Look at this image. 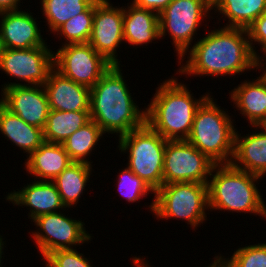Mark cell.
Wrapping results in <instances>:
<instances>
[{"mask_svg": "<svg viewBox=\"0 0 266 267\" xmlns=\"http://www.w3.org/2000/svg\"><path fill=\"white\" fill-rule=\"evenodd\" d=\"M0 17V34L4 48L22 50L47 44L42 38L39 23L30 11H4L0 12Z\"/></svg>", "mask_w": 266, "mask_h": 267, "instance_id": "9a60e30c", "label": "cell"}, {"mask_svg": "<svg viewBox=\"0 0 266 267\" xmlns=\"http://www.w3.org/2000/svg\"><path fill=\"white\" fill-rule=\"evenodd\" d=\"M228 259L234 267H266V243L239 247Z\"/></svg>", "mask_w": 266, "mask_h": 267, "instance_id": "f546056e", "label": "cell"}, {"mask_svg": "<svg viewBox=\"0 0 266 267\" xmlns=\"http://www.w3.org/2000/svg\"><path fill=\"white\" fill-rule=\"evenodd\" d=\"M0 133L29 156L43 142V129L27 124L0 102ZM7 137V138H6Z\"/></svg>", "mask_w": 266, "mask_h": 267, "instance_id": "7402d4cb", "label": "cell"}, {"mask_svg": "<svg viewBox=\"0 0 266 267\" xmlns=\"http://www.w3.org/2000/svg\"><path fill=\"white\" fill-rule=\"evenodd\" d=\"M160 84L145 108V122L168 141L187 140L195 113L210 93L196 99L174 76Z\"/></svg>", "mask_w": 266, "mask_h": 267, "instance_id": "3957f363", "label": "cell"}, {"mask_svg": "<svg viewBox=\"0 0 266 267\" xmlns=\"http://www.w3.org/2000/svg\"><path fill=\"white\" fill-rule=\"evenodd\" d=\"M260 131L246 136L235 132L234 155L231 164L237 169L263 177L266 175V127L251 126ZM263 129V130H262Z\"/></svg>", "mask_w": 266, "mask_h": 267, "instance_id": "ac0fdd59", "label": "cell"}, {"mask_svg": "<svg viewBox=\"0 0 266 267\" xmlns=\"http://www.w3.org/2000/svg\"><path fill=\"white\" fill-rule=\"evenodd\" d=\"M90 120V111L50 110L43 129L44 141L63 144L70 135Z\"/></svg>", "mask_w": 266, "mask_h": 267, "instance_id": "d4e9b609", "label": "cell"}, {"mask_svg": "<svg viewBox=\"0 0 266 267\" xmlns=\"http://www.w3.org/2000/svg\"><path fill=\"white\" fill-rule=\"evenodd\" d=\"M124 43L139 47L160 39L159 14L135 6L133 3L124 7L123 19Z\"/></svg>", "mask_w": 266, "mask_h": 267, "instance_id": "44dd1931", "label": "cell"}, {"mask_svg": "<svg viewBox=\"0 0 266 267\" xmlns=\"http://www.w3.org/2000/svg\"><path fill=\"white\" fill-rule=\"evenodd\" d=\"M109 0L94 2V16L88 43L112 65H121L117 49L124 42V7L113 6Z\"/></svg>", "mask_w": 266, "mask_h": 267, "instance_id": "4fadbf2b", "label": "cell"}, {"mask_svg": "<svg viewBox=\"0 0 266 267\" xmlns=\"http://www.w3.org/2000/svg\"><path fill=\"white\" fill-rule=\"evenodd\" d=\"M212 10L228 19L226 27L247 29L266 12V0H212Z\"/></svg>", "mask_w": 266, "mask_h": 267, "instance_id": "603a6c76", "label": "cell"}, {"mask_svg": "<svg viewBox=\"0 0 266 267\" xmlns=\"http://www.w3.org/2000/svg\"><path fill=\"white\" fill-rule=\"evenodd\" d=\"M211 10V0H173L159 13L160 39L168 33L173 40L178 63L184 62L199 26L207 21L205 19Z\"/></svg>", "mask_w": 266, "mask_h": 267, "instance_id": "ba28073f", "label": "cell"}, {"mask_svg": "<svg viewBox=\"0 0 266 267\" xmlns=\"http://www.w3.org/2000/svg\"><path fill=\"white\" fill-rule=\"evenodd\" d=\"M94 16V3L81 14L68 19L55 32L58 37H64L65 42L62 46L67 44L88 43Z\"/></svg>", "mask_w": 266, "mask_h": 267, "instance_id": "83f0119b", "label": "cell"}, {"mask_svg": "<svg viewBox=\"0 0 266 267\" xmlns=\"http://www.w3.org/2000/svg\"><path fill=\"white\" fill-rule=\"evenodd\" d=\"M3 240H4L3 237L0 235V267H3V266H2V263H1V262L3 261V260H1L2 257H3V259H4V256H2V255H3V253H4V252H3V249H4V244H5L4 242H5V241H3Z\"/></svg>", "mask_w": 266, "mask_h": 267, "instance_id": "8d00e7d4", "label": "cell"}, {"mask_svg": "<svg viewBox=\"0 0 266 267\" xmlns=\"http://www.w3.org/2000/svg\"><path fill=\"white\" fill-rule=\"evenodd\" d=\"M117 190L129 203L139 202L143 197H146L155 192L149 185L135 175L128 167L122 169L117 176Z\"/></svg>", "mask_w": 266, "mask_h": 267, "instance_id": "f1b7e54d", "label": "cell"}, {"mask_svg": "<svg viewBox=\"0 0 266 267\" xmlns=\"http://www.w3.org/2000/svg\"><path fill=\"white\" fill-rule=\"evenodd\" d=\"M233 121L209 95L197 109L186 141L215 164H230L237 130Z\"/></svg>", "mask_w": 266, "mask_h": 267, "instance_id": "5b68a950", "label": "cell"}, {"mask_svg": "<svg viewBox=\"0 0 266 267\" xmlns=\"http://www.w3.org/2000/svg\"><path fill=\"white\" fill-rule=\"evenodd\" d=\"M50 110L89 111L90 88L61 75L53 69L43 85Z\"/></svg>", "mask_w": 266, "mask_h": 267, "instance_id": "e0dca14e", "label": "cell"}, {"mask_svg": "<svg viewBox=\"0 0 266 267\" xmlns=\"http://www.w3.org/2000/svg\"><path fill=\"white\" fill-rule=\"evenodd\" d=\"M120 65H112L90 88V118L104 133H129L145 123L146 110L131 97ZM128 86V87H127Z\"/></svg>", "mask_w": 266, "mask_h": 267, "instance_id": "7a4b0ae2", "label": "cell"}, {"mask_svg": "<svg viewBox=\"0 0 266 267\" xmlns=\"http://www.w3.org/2000/svg\"><path fill=\"white\" fill-rule=\"evenodd\" d=\"M262 177L230 164H215L208 181L209 209L243 212L266 218V204L259 191ZM256 182V183H255Z\"/></svg>", "mask_w": 266, "mask_h": 267, "instance_id": "277c9868", "label": "cell"}, {"mask_svg": "<svg viewBox=\"0 0 266 267\" xmlns=\"http://www.w3.org/2000/svg\"><path fill=\"white\" fill-rule=\"evenodd\" d=\"M207 267H234V265L228 258H224L220 254L219 256H215L214 261Z\"/></svg>", "mask_w": 266, "mask_h": 267, "instance_id": "e575fe53", "label": "cell"}, {"mask_svg": "<svg viewBox=\"0 0 266 267\" xmlns=\"http://www.w3.org/2000/svg\"><path fill=\"white\" fill-rule=\"evenodd\" d=\"M53 55L56 71L89 88L112 66L89 43L67 44L53 52Z\"/></svg>", "mask_w": 266, "mask_h": 267, "instance_id": "7c38bea8", "label": "cell"}, {"mask_svg": "<svg viewBox=\"0 0 266 267\" xmlns=\"http://www.w3.org/2000/svg\"><path fill=\"white\" fill-rule=\"evenodd\" d=\"M173 0H133L132 3L143 9H148L156 13L162 12Z\"/></svg>", "mask_w": 266, "mask_h": 267, "instance_id": "d6a6232c", "label": "cell"}, {"mask_svg": "<svg viewBox=\"0 0 266 267\" xmlns=\"http://www.w3.org/2000/svg\"><path fill=\"white\" fill-rule=\"evenodd\" d=\"M26 158L24 169L34 179L41 181H53L73 163L62 144L45 141Z\"/></svg>", "mask_w": 266, "mask_h": 267, "instance_id": "ffe728a7", "label": "cell"}, {"mask_svg": "<svg viewBox=\"0 0 266 267\" xmlns=\"http://www.w3.org/2000/svg\"><path fill=\"white\" fill-rule=\"evenodd\" d=\"M265 59V60H264ZM263 60H261V62L259 63L260 64V71H262L261 69H263L264 73L266 74V58H264ZM265 61V63H264ZM264 67V68H263Z\"/></svg>", "mask_w": 266, "mask_h": 267, "instance_id": "74e56055", "label": "cell"}, {"mask_svg": "<svg viewBox=\"0 0 266 267\" xmlns=\"http://www.w3.org/2000/svg\"><path fill=\"white\" fill-rule=\"evenodd\" d=\"M246 30L252 52L256 59L261 62V59L263 60V58H266V12L257 18ZM255 44L260 46L261 52H263L264 55L263 57L254 50Z\"/></svg>", "mask_w": 266, "mask_h": 267, "instance_id": "1f68e13d", "label": "cell"}, {"mask_svg": "<svg viewBox=\"0 0 266 267\" xmlns=\"http://www.w3.org/2000/svg\"><path fill=\"white\" fill-rule=\"evenodd\" d=\"M40 46L30 49L4 48L0 57V70L8 76L15 78L16 82L2 85L1 90L13 85H41L48 80L50 72L54 69V55L50 47ZM49 47V48H48Z\"/></svg>", "mask_w": 266, "mask_h": 267, "instance_id": "9c48e42d", "label": "cell"}, {"mask_svg": "<svg viewBox=\"0 0 266 267\" xmlns=\"http://www.w3.org/2000/svg\"><path fill=\"white\" fill-rule=\"evenodd\" d=\"M33 222L38 230L31 232L32 238L43 258L56 250L74 249L89 243L92 237L85 230L84 222L69 218L61 211L40 215Z\"/></svg>", "mask_w": 266, "mask_h": 267, "instance_id": "30bf717a", "label": "cell"}, {"mask_svg": "<svg viewBox=\"0 0 266 267\" xmlns=\"http://www.w3.org/2000/svg\"><path fill=\"white\" fill-rule=\"evenodd\" d=\"M231 93V94H230ZM231 102L241 115L247 117L251 126L266 124V74L263 72L257 79L244 80L229 92Z\"/></svg>", "mask_w": 266, "mask_h": 267, "instance_id": "d6986e66", "label": "cell"}, {"mask_svg": "<svg viewBox=\"0 0 266 267\" xmlns=\"http://www.w3.org/2000/svg\"><path fill=\"white\" fill-rule=\"evenodd\" d=\"M204 36L187 51L186 63H179L181 76H235L259 70L260 62L252 52L246 29L224 25Z\"/></svg>", "mask_w": 266, "mask_h": 267, "instance_id": "6da1fadb", "label": "cell"}, {"mask_svg": "<svg viewBox=\"0 0 266 267\" xmlns=\"http://www.w3.org/2000/svg\"><path fill=\"white\" fill-rule=\"evenodd\" d=\"M96 0H41L42 15L53 34L68 19L86 11Z\"/></svg>", "mask_w": 266, "mask_h": 267, "instance_id": "4316f807", "label": "cell"}, {"mask_svg": "<svg viewBox=\"0 0 266 267\" xmlns=\"http://www.w3.org/2000/svg\"><path fill=\"white\" fill-rule=\"evenodd\" d=\"M119 151L128 153L127 167L156 192L163 185V166L168 140L146 122L118 139Z\"/></svg>", "mask_w": 266, "mask_h": 267, "instance_id": "52a82bcc", "label": "cell"}, {"mask_svg": "<svg viewBox=\"0 0 266 267\" xmlns=\"http://www.w3.org/2000/svg\"><path fill=\"white\" fill-rule=\"evenodd\" d=\"M0 102L27 124L44 129L50 111L41 85H13L1 91Z\"/></svg>", "mask_w": 266, "mask_h": 267, "instance_id": "5bb4252c", "label": "cell"}, {"mask_svg": "<svg viewBox=\"0 0 266 267\" xmlns=\"http://www.w3.org/2000/svg\"><path fill=\"white\" fill-rule=\"evenodd\" d=\"M157 219L186 220L194 230L207 220L208 183L181 182L163 184L149 205Z\"/></svg>", "mask_w": 266, "mask_h": 267, "instance_id": "8992f818", "label": "cell"}, {"mask_svg": "<svg viewBox=\"0 0 266 267\" xmlns=\"http://www.w3.org/2000/svg\"><path fill=\"white\" fill-rule=\"evenodd\" d=\"M3 50H4V46H3V42H2V38H1V34H0V57L2 55Z\"/></svg>", "mask_w": 266, "mask_h": 267, "instance_id": "f35d334b", "label": "cell"}, {"mask_svg": "<svg viewBox=\"0 0 266 267\" xmlns=\"http://www.w3.org/2000/svg\"><path fill=\"white\" fill-rule=\"evenodd\" d=\"M215 163L186 140L167 141L163 184L208 183Z\"/></svg>", "mask_w": 266, "mask_h": 267, "instance_id": "8fae6325", "label": "cell"}, {"mask_svg": "<svg viewBox=\"0 0 266 267\" xmlns=\"http://www.w3.org/2000/svg\"><path fill=\"white\" fill-rule=\"evenodd\" d=\"M146 260L143 258L141 259V257H133L132 258V263L135 267H151V265L149 266L148 261L145 262Z\"/></svg>", "mask_w": 266, "mask_h": 267, "instance_id": "d590c367", "label": "cell"}, {"mask_svg": "<svg viewBox=\"0 0 266 267\" xmlns=\"http://www.w3.org/2000/svg\"><path fill=\"white\" fill-rule=\"evenodd\" d=\"M104 134L102 129L93 120H90L70 135L62 145L73 162L92 164L88 161L90 154H92V150H95L94 147L98 145Z\"/></svg>", "mask_w": 266, "mask_h": 267, "instance_id": "484cf974", "label": "cell"}, {"mask_svg": "<svg viewBox=\"0 0 266 267\" xmlns=\"http://www.w3.org/2000/svg\"><path fill=\"white\" fill-rule=\"evenodd\" d=\"M21 0H0V12L20 10Z\"/></svg>", "mask_w": 266, "mask_h": 267, "instance_id": "836d02e7", "label": "cell"}, {"mask_svg": "<svg viewBox=\"0 0 266 267\" xmlns=\"http://www.w3.org/2000/svg\"><path fill=\"white\" fill-rule=\"evenodd\" d=\"M8 193L6 201L13 206L29 207L31 222L40 215L56 213L67 208L52 181L34 180L18 191Z\"/></svg>", "mask_w": 266, "mask_h": 267, "instance_id": "2e32d148", "label": "cell"}, {"mask_svg": "<svg viewBox=\"0 0 266 267\" xmlns=\"http://www.w3.org/2000/svg\"><path fill=\"white\" fill-rule=\"evenodd\" d=\"M45 267H92L89 258L74 249L56 250L45 258Z\"/></svg>", "mask_w": 266, "mask_h": 267, "instance_id": "4dcf8cb0", "label": "cell"}, {"mask_svg": "<svg viewBox=\"0 0 266 267\" xmlns=\"http://www.w3.org/2000/svg\"><path fill=\"white\" fill-rule=\"evenodd\" d=\"M92 170L91 164L73 162L52 181L66 208L78 204L79 198L86 190V183L90 182Z\"/></svg>", "mask_w": 266, "mask_h": 267, "instance_id": "cb8c5ba5", "label": "cell"}]
</instances>
